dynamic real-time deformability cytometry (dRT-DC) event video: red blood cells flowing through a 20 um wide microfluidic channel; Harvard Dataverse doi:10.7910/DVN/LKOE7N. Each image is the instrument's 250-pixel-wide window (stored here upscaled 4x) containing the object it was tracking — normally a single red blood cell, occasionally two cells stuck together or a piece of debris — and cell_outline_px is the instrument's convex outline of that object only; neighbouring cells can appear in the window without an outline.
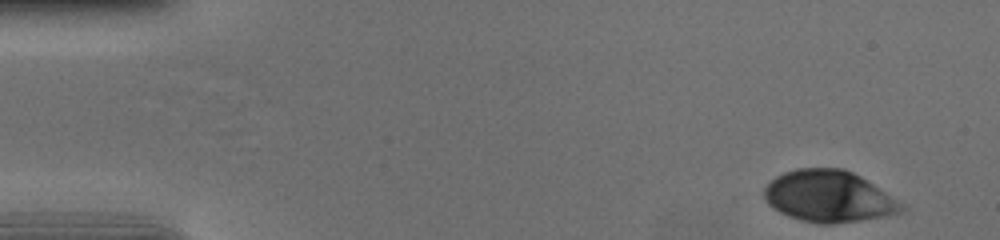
{"species": "human", "species_latin": "Homo sapiens", "temperature_condition": "cold", "stored_images_in_passage": 53, "camera_frame_rate_fps": 3000, "um_per_image_px": 0.085, "donor": {"sex": "female"}, "frame": {"image": 1, "passage_image": 1, "time_ms": 0.0, "image_size_px": [1000, 240], "cell_outline_px": [[904, 208], [900, 212], [884, 216], [860, 220], [832, 224], [816, 224], [800, 220], [788, 216], [772, 208], [768, 204], [764, 196], [764, 188], [776, 176], [784, 172], [796, 168], [844, 168], [860, 176], [884, 192], [900, 204]], "centroid_in_image_um": [70.37, 16.69], "position_along_channel_um": 14.6, "area_um2": 40.75}}
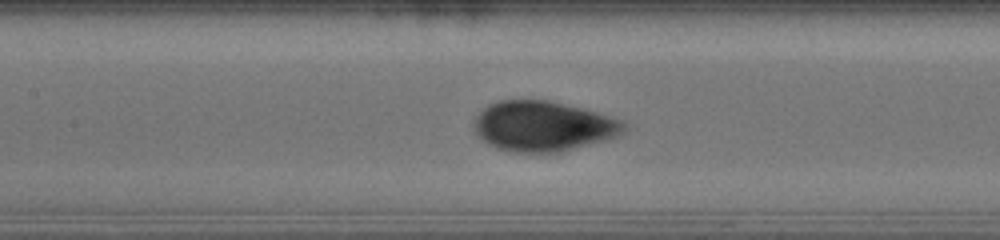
{"frame": {"image": 2, "passage_image": 23, "time_ms": 7.333, "image_size_px": [1000, 240], "cell_outline_px": [[628, 128], [624, 132], [608, 140], [564, 152], [508, 152], [496, 148], [480, 140], [472, 128], [472, 120], [488, 104], [500, 100], [548, 100], [596, 112], [624, 120], [628, 124]], "centroid_in_image_um": [46.16, 10.74], "position_along_channel_um": 161.2, "area_um2": 44.56}}
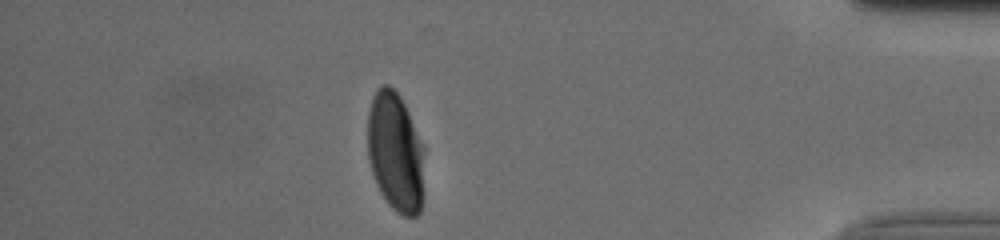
{"frame": {"image": 3, "passage_image": 46, "time_ms": 15.0, "image_size_px": [1000, 240], "cell_outline_px": [[424, 196], [420, 212], [416, 216], [404, 216], [396, 212], [388, 204], [380, 192], [372, 176], [368, 160], [368, 108], [372, 96], [376, 88], [380, 84], [388, 84], [400, 96], [408, 112], [424, 148]], "centroid_in_image_um": [33.61, 12.95], "position_along_channel_um": 401.6, "area_um2": 40.34}, "authors_computed_cell_mechanics": {"area_um2": 42.9454, "velocity_mm_per_s": 3.6878, "shape_relaxation_time_tau1_ms": 5.5987, "shape_relaxation_time_tau2_ms": null, "deformation_change_tau1": 0.1856, "deformation_change_tau2": null}}